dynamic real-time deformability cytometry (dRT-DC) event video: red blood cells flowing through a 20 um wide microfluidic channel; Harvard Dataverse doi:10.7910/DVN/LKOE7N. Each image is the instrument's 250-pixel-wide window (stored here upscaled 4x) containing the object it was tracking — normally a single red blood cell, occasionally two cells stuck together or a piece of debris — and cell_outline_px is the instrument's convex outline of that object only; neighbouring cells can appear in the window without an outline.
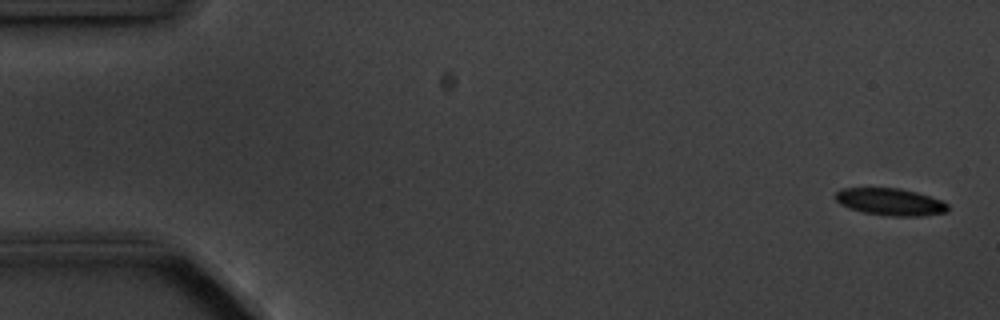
{"species": "common noctule bat (a hibernating species)", "species_latin": "Nyctalus noctula", "temperature_condition": "cold", "stored_images_in_passage": 4, "camera_frame_rate_fps": 3000, "um_per_image_px": 0.085, "animal": {"sex": "male", "body_mass_g": 20.1, "forearm_length_mm": 53.5}, "frame": {"image": 1, "passage_image": 1, "time_ms": 0.0, "image_size_px": [1000, 320], "cell_outline_px": [[948, 208], [944, 212], [920, 216], [888, 216], [864, 212], [848, 208], [840, 204], [836, 200], [836, 192], [844, 188], [900, 188], [916, 192], [940, 200], [948, 204]], "centroid_in_image_um": [75.65, 17.16], "position_along_channel_um": 9.4, "area_um2": 17.57}}
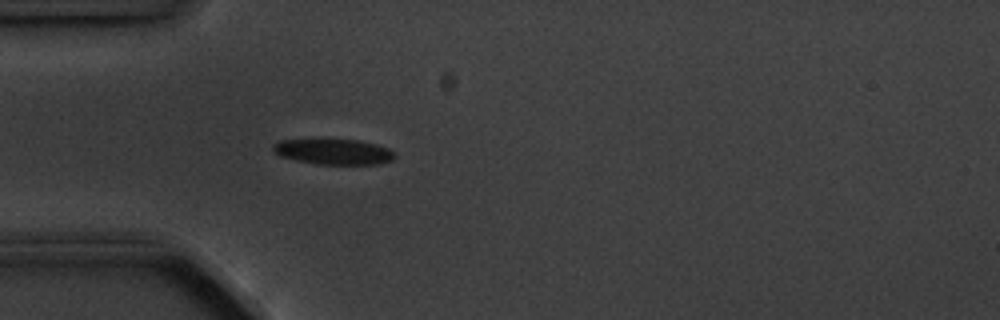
{"frame": {"image": 2, "passage_image": 4, "time_ms": 4.667, "image_size_px": [1000, 320], "cell_outline_px": [[396, 156], [392, 160], [380, 164], [316, 164], [296, 160], [280, 156], [272, 148], [272, 144], [280, 140], [356, 140], [376, 144], [388, 148]], "centroid_in_image_um": [28.36, 12.9], "position_along_channel_um": 56.6, "area_um2": 17.86}}